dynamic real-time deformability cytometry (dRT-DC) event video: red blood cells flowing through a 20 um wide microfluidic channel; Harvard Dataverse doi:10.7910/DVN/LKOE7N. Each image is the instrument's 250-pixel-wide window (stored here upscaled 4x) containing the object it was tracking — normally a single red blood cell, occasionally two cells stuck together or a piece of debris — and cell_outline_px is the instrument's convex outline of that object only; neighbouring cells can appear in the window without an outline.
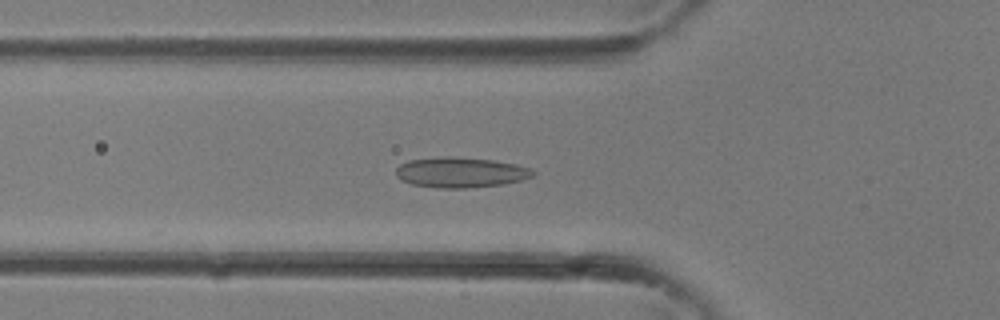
{"species": "common noctule bat (a hibernating species)", "species_latin": "Nyctalus noctula", "temperature_condition": "room temperature", "stored_images_in_passage": 31, "camera_frame_rate_fps": 3000, "um_per_image_px": 0.085, "animal": {"sex": "female"}, "frame": {"image": 1, "passage_image": 12, "time_ms": 3.667, "image_size_px": [1000, 320], "cell_outline_px": [[536, 172], [532, 176], [520, 180], [504, 184], [468, 188], [436, 188], [412, 184], [400, 180], [396, 176], [396, 168], [400, 164], [408, 160], [440, 156], [452, 156], [492, 160], [516, 164], [532, 168]], "centroid_in_image_um": [39.13, 14.65], "position_along_channel_um": 86.7, "area_um2": 24.45}}
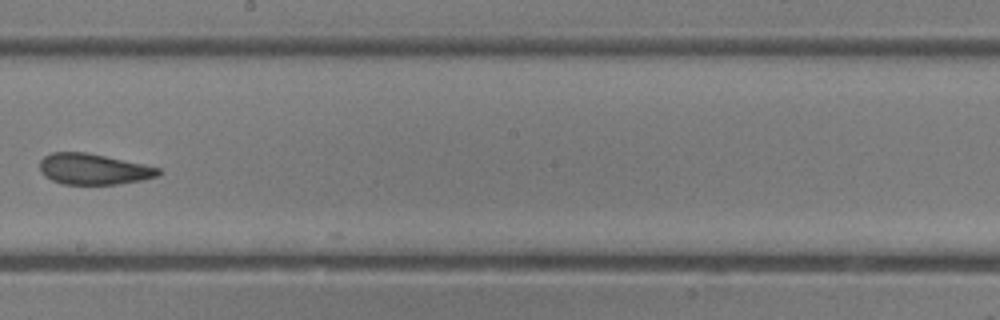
{"frame": {"image": 2, "passage_image": 20, "time_ms": 6.333, "image_size_px": [1000, 320], "cell_outline_px": [[164, 172], [160, 176], [144, 180], [116, 184], [64, 184], [52, 180], [44, 176], [40, 172], [40, 160], [44, 156], [52, 152], [88, 152], [144, 164], [160, 168]], "centroid_in_image_um": [7.98, 14.37], "position_along_channel_um": 240.2, "area_um2": 21.62}}
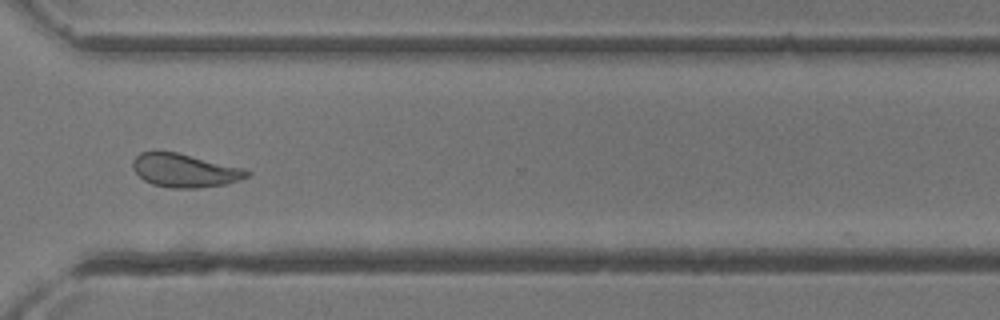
{"frame": {"image": 3, "passage_image": 26, "time_ms": 8.333, "image_size_px": [1000, 320], "cell_outline_px": [[252, 172], [248, 176], [240, 180], [224, 184], [196, 188], [168, 188], [152, 184], [144, 180], [132, 168], [132, 160], [140, 152], [156, 148], [176, 152], [244, 168]], "centroid_in_image_um": [15.65, 14.46], "position_along_channel_um": 355.0, "area_um2": 22.66}}